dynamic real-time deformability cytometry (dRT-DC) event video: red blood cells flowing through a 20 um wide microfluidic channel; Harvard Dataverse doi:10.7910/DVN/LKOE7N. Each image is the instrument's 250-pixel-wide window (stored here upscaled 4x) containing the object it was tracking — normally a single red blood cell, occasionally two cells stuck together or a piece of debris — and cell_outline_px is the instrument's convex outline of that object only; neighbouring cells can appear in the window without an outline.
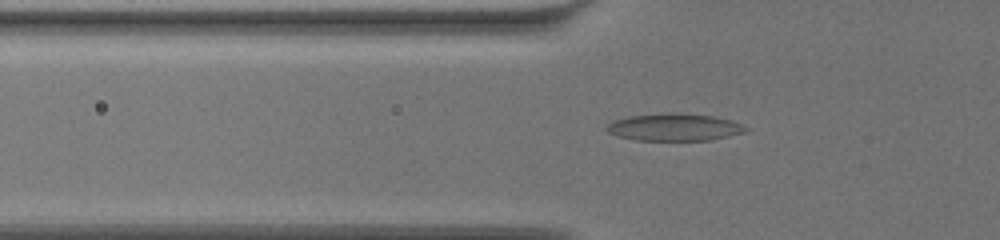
{"species": "common noctule bat (a hibernating species)", "species_latin": "Nyctalus noctula", "temperature_condition": "warm", "stored_images_in_passage": 61, "camera_frame_rate_fps": 3000, "um_per_image_px": 0.085, "animal": {"sex": "female", "body_mass_g": 19.5, "forearm_length_mm": 54.1}, "frame": {"image": 1, "passage_image": 22, "time_ms": 7.0, "image_size_px": [1000, 240], "cell_outline_px": [[748, 128], [744, 132], [712, 140], [636, 140], [616, 136], [608, 132], [604, 128], [612, 120], [628, 116], [676, 112], [680, 112], [712, 116], [728, 120], [740, 124]], "centroid_in_image_um": [57.25, 10.81], "position_along_channel_um": 68.6, "area_um2": 22.08}}
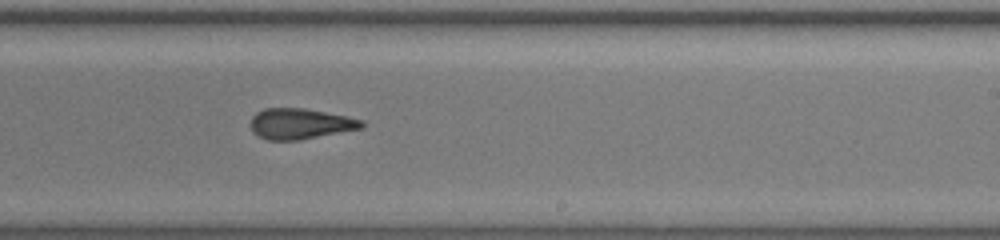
{"frame": {"image": 2, "passage_image": 39, "time_ms": 12.667, "image_size_px": [1000, 240], "cell_outline_px": [[368, 124], [364, 128], [300, 140], [268, 140], [256, 136], [252, 132], [252, 116], [256, 112], [264, 108], [304, 108], [364, 120]], "centroid_in_image_um": [25.54, 10.53], "position_along_channel_um": 263.5, "area_um2": 20.0}}
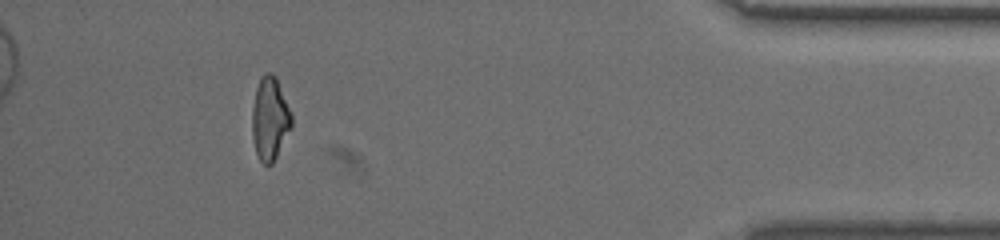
{"frame": {"image": 3, "passage_image": 56, "time_ms": 18.333, "image_size_px": [1000, 240], "cell_outline_px": [[292, 128], [272, 164], [264, 164], [260, 160], [256, 152], [252, 136], [252, 108], [256, 88], [260, 76], [264, 72], [272, 72], [276, 76], [292, 112]], "centroid_in_image_um": [22.95, 10.04], "position_along_channel_um": 412.2, "area_um2": 19.42}, "authors_computed_cell_mechanics": {"area_um2": 20.5768, "velocity_mm_per_s": 3.4653, "shape_relaxation_time_tau1_ms": null, "shape_relaxation_time_tau2_ms": 1.9495, "deformation_change_tau1": null, "deformation_change_tau2": 0.1091}}